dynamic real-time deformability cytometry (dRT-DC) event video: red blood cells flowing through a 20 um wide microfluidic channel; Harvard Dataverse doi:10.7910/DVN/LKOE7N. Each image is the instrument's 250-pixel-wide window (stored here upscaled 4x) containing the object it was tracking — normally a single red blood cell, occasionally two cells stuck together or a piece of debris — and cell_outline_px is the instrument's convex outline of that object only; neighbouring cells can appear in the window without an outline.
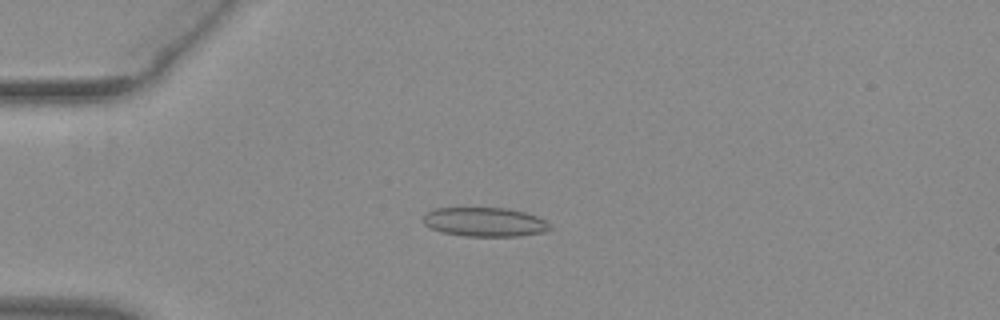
{"species": "common noctule bat (a hibernating species)", "species_latin": "Nyctalus noctula", "temperature_condition": "warm", "stored_images_in_passage": 48, "camera_frame_rate_fps": 3000, "um_per_image_px": 0.085, "animal": {"sex": "female", "body_mass_g": 29.2, "forearm_length_mm": 56.3}, "frame": {"image": 1, "passage_image": 9, "time_ms": 2.667, "image_size_px": [1000, 320], "cell_outline_px": [[552, 228], [548, 232], [520, 236], [464, 236], [440, 232], [424, 224], [424, 212], [436, 208], [508, 208], [524, 212], [536, 216], [552, 224]], "centroid_in_image_um": [41.24, 18.87], "position_along_channel_um": 43.8, "area_um2": 21.73}}
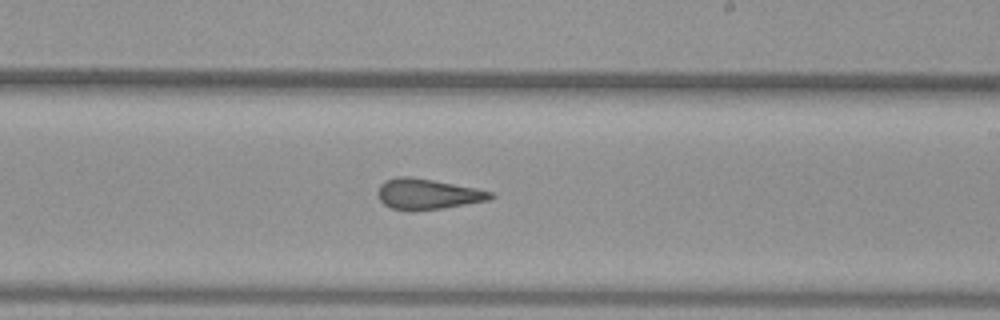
{"frame": {"image": 2, "passage_image": 27, "time_ms": 8.667, "image_size_px": [1000, 320], "cell_outline_px": [[496, 196], [488, 200], [444, 208], [412, 212], [408, 212], [392, 208], [384, 204], [380, 200], [376, 192], [380, 184], [384, 180], [396, 176], [408, 176], [432, 180], [476, 188], [492, 192]], "centroid_in_image_um": [36.3, 16.51], "position_along_channel_um": 252.7, "area_um2": 20.35}}
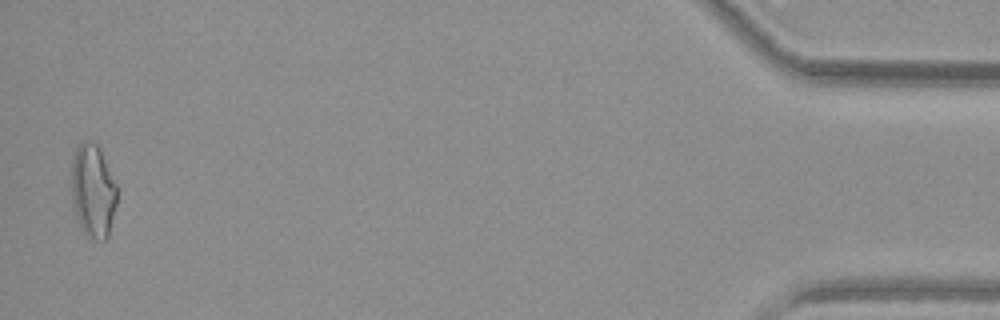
{"frame": {"image": 3, "passage_image": 47, "time_ms": 15.333, "image_size_px": [1000, 320], "cell_outline_px": [[116, 204], [108, 236], [104, 240], [96, 240], [88, 236], [84, 232], [76, 216], [72, 200], [72, 156], [76, 148], [84, 140], [88, 140], [96, 144], [100, 148], [116, 184]], "centroid_in_image_um": [7.9, 16.2], "position_along_channel_um": 427.3, "area_um2": 24.57}, "authors_computed_cell_mechanics": {"area_um2": 20.8369, "velocity_mm_per_s": 3.9481, "shape_relaxation_time_tau1_ms": null, "shape_relaxation_time_tau2_ms": 1.7502, "deformation_change_tau1": null, "deformation_change_tau2": 0.1087}}